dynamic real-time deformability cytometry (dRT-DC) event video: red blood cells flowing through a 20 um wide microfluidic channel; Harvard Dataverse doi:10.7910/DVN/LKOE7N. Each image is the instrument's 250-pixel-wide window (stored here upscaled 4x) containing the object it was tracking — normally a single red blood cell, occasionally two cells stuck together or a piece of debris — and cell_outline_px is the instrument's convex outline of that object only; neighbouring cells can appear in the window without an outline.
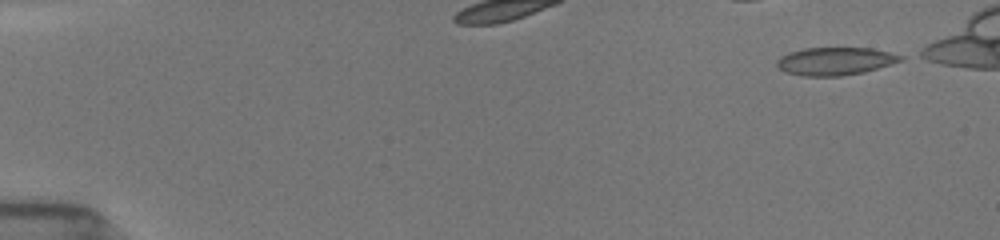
{"species": "common noctule bat (a hibernating species)", "species_latin": "Nyctalus noctula", "temperature_condition": "room temperature", "stored_images_in_passage": 45, "camera_frame_rate_fps": 3000, "um_per_image_px": 0.085, "animal": {"sex": "female", "body_mass_g": 19.5, "forearm_length_mm": 54.1}, "frame": {"image": 1, "passage_image": 1, "time_ms": 0.0, "image_size_px": [1000, 240], "cell_outline_px": [[904, 60], [864, 72], [840, 76], [804, 76], [784, 72], [776, 64], [776, 60], [780, 56], [788, 52], [804, 48], [872, 48], [904, 56]], "centroid_in_image_um": [70.96, 5.2], "position_along_channel_um": 14.0, "area_um2": 20.11}}
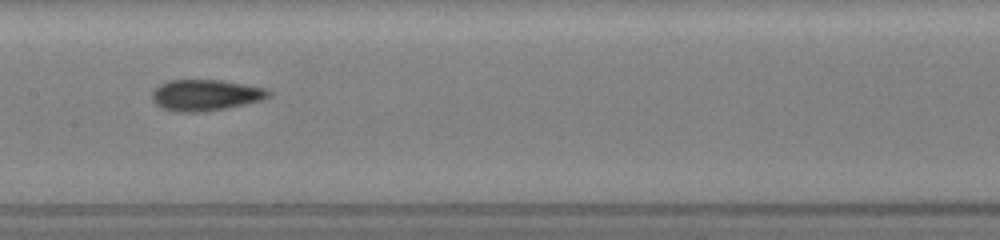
{"frame": {"image": 2, "passage_image": 25, "time_ms": 8.0, "image_size_px": [1000, 240], "cell_outline_px": [[272, 96], [264, 100], [204, 112], [176, 112], [160, 108], [152, 100], [152, 92], [160, 84], [168, 80], [220, 80], [244, 84], [264, 88], [272, 92]], "centroid_in_image_um": [17.47, 8.09], "position_along_channel_um": 189.9, "area_um2": 21.27}}
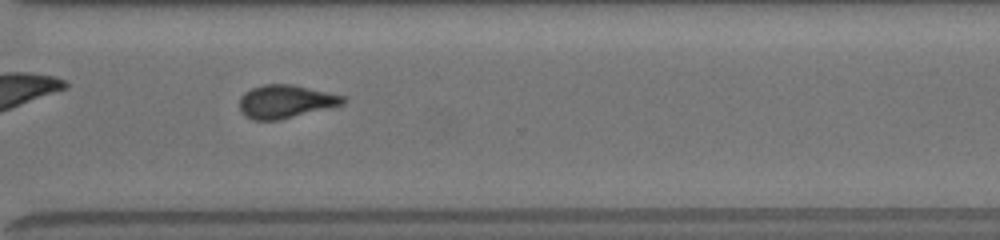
{"frame": {"image": 3, "passage_image": 37, "time_ms": 12.0, "image_size_px": [1000, 240], "cell_outline_px": [[348, 100], [344, 104], [280, 120], [252, 120], [244, 116], [240, 112], [240, 96], [244, 92], [252, 88], [264, 84], [292, 84], [344, 96]], "centroid_in_image_um": [24.25, 8.64], "position_along_channel_um": 346.4, "area_um2": 20.11}}